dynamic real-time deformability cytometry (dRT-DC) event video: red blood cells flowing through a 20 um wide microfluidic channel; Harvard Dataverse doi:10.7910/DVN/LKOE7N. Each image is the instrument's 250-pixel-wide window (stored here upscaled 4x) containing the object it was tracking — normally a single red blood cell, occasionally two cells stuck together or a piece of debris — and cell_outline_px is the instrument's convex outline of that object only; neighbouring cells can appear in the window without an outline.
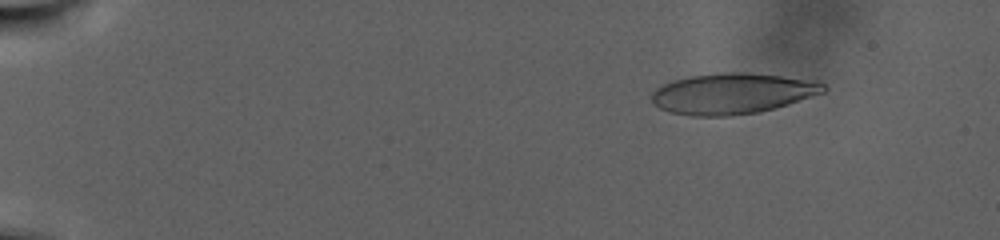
{"species": "human", "species_latin": "Homo sapiens", "temperature_condition": "warm", "stored_images_in_passage": 94, "camera_frame_rate_fps": 3000, "um_per_image_px": 0.085, "donor": {"sex": "male"}, "frame": {"image": 1, "passage_image": 13, "time_ms": 4.0, "image_size_px": [1000, 240], "cell_outline_px": [[828, 88], [824, 92], [788, 104], [756, 112], [728, 116], [692, 116], [672, 112], [660, 108], [652, 104], [652, 92], [656, 88], [672, 80], [688, 76], [724, 72], [744, 72], [820, 80]], "centroid_in_image_um": [62.26, 7.93], "position_along_channel_um": 22.7, "area_um2": 40.86}}
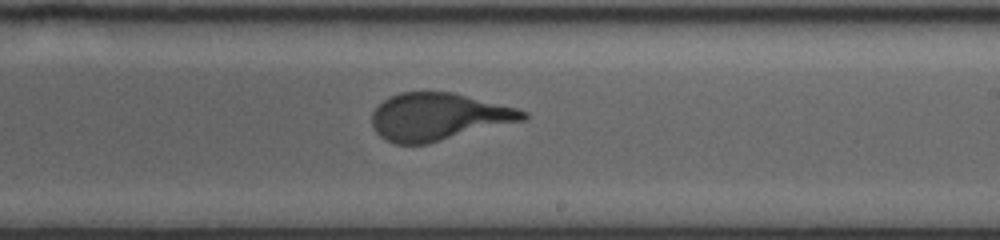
{"frame": {"image": 2, "passage_image": 60, "time_ms": 19.667, "image_size_px": [1000, 240], "cell_outline_px": [[528, 116], [524, 120], [428, 144], [396, 144], [384, 140], [372, 128], [372, 112], [388, 96], [400, 92], [452, 92], [516, 108], [528, 112]], "centroid_in_image_um": [37.23, 9.93], "position_along_channel_um": 251.8, "area_um2": 41.67}}
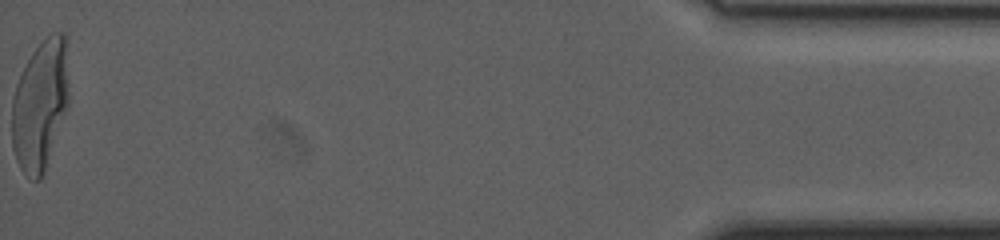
{"frame": {"image": 3, "passage_image": 94, "time_ms": 31.0, "image_size_px": [1000, 240], "cell_outline_px": [[68, 108], [44, 172], [40, 180], [28, 180], [20, 168], [16, 160], [12, 148], [12, 100], [16, 84], [32, 52], [52, 32], [64, 32], [68, 36]], "centroid_in_image_um": [3.44, 8.92], "position_along_channel_um": 431.8, "area_um2": 43.87}, "authors_computed_cell_mechanics": {"area_um2": 41.6738, "velocity_mm_per_s": 2.3098, "shape_relaxation_time_tau1_ms": 10.1597, "shape_relaxation_time_tau2_ms": null, "deformation_change_tau1": 0.3037, "deformation_change_tau2": null}}